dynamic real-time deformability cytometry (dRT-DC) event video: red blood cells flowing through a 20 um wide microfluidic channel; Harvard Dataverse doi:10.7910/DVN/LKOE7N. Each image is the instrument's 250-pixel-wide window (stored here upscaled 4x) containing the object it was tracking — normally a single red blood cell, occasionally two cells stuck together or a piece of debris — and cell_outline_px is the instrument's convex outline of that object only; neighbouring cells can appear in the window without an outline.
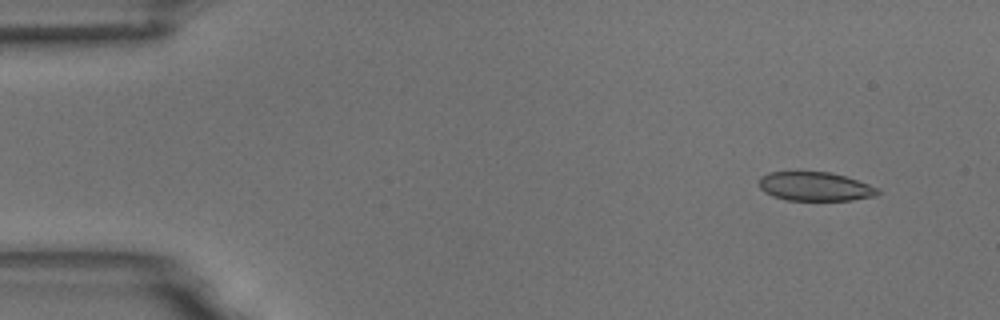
{"species": "common noctule bat (a hibernating species)", "species_latin": "Nyctalus noctula", "temperature_condition": "room temperature", "stored_images_in_passage": 4, "camera_frame_rate_fps": 3000, "um_per_image_px": 0.085, "animal": {"sex": "male", "body_mass_g": 18.8}, "frame": {"image": 1, "passage_image": 2, "time_ms": 1.333, "image_size_px": [1000, 320], "cell_outline_px": [[880, 192], [876, 196], [852, 200], [784, 200], [772, 196], [764, 192], [760, 188], [760, 176], [768, 172], [828, 172], [844, 176], [880, 188]], "centroid_in_image_um": [69.27, 15.86], "position_along_channel_um": 15.7, "area_um2": 20.0}}